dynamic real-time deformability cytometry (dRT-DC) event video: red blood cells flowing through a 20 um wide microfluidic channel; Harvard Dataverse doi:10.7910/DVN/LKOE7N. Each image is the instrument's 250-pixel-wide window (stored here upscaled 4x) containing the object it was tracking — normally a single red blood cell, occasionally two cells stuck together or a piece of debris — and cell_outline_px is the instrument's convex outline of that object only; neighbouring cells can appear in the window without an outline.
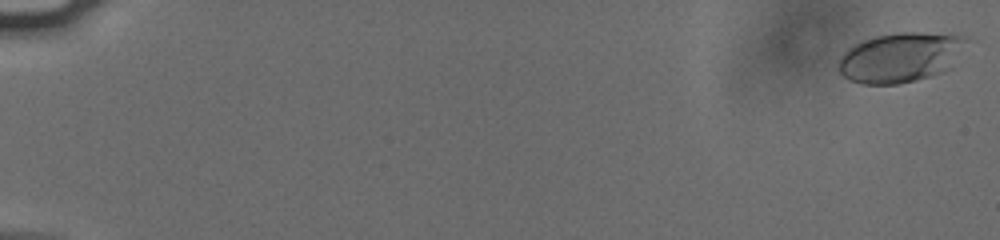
{"species": "human", "species_latin": "Homo sapiens", "temperature_condition": "cold", "stored_images_in_passage": 57, "camera_frame_rate_fps": 3000, "um_per_image_px": 0.085, "donor": {"sex": "male"}, "frame": {"image": 1, "passage_image": 1, "time_ms": 0.0, "image_size_px": [1000, 240], "cell_outline_px": [[968, 40], [940, 72], [916, 80], [900, 84], [860, 84], [848, 80], [840, 72], [840, 56], [848, 48], [864, 40], [876, 36], [900, 32], [920, 32], [964, 36]], "centroid_in_image_um": [76.42, 4.87], "position_along_channel_um": 8.6, "area_um2": 35.95}}
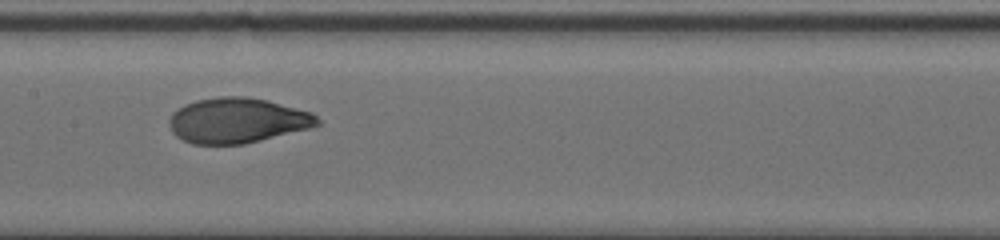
{"frame": {"image": 2, "passage_image": 31, "time_ms": 10.0, "image_size_px": [1000, 240], "cell_outline_px": [[320, 124], [308, 128], [244, 144], [192, 144], [176, 136], [172, 132], [168, 124], [168, 120], [172, 112], [184, 104], [196, 100], [220, 96], [244, 96], [268, 100], [312, 112], [320, 120]], "centroid_in_image_um": [20.13, 10.23], "position_along_channel_um": 187.3, "area_um2": 39.07}}
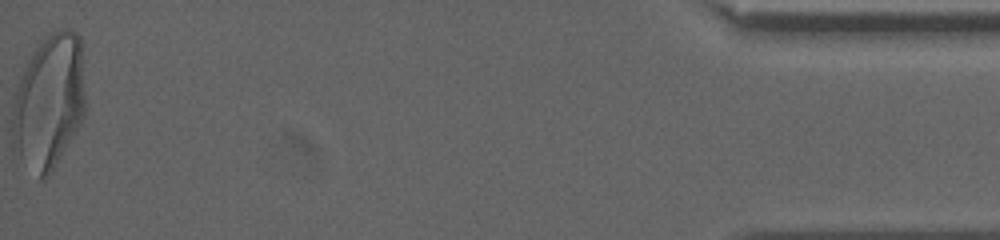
{"frame": {"image": 3, "passage_image": 57, "time_ms": 18.667, "image_size_px": [1000, 240], "cell_outline_px": [[84, 116], [80, 124], [52, 172], [44, 180], [40, 180], [20, 156], [12, 140], [12, 100], [20, 80], [32, 52], [36, 44], [52, 32], [60, 28], [68, 28], [76, 32], [80, 36], [84, 92]], "centroid_in_image_um": [4.17, 8.63], "position_along_channel_um": 431.0, "area_um2": 56.99}, "authors_computed_cell_mechanics": {"area_um2": 38.7838, "velocity_mm_per_s": 3.7853, "shape_relaxation_time_tau1_ms": 3.9054, "shape_relaxation_time_tau2_ms": null, "deformation_change_tau1": 0.1939, "deformation_change_tau2": null}}